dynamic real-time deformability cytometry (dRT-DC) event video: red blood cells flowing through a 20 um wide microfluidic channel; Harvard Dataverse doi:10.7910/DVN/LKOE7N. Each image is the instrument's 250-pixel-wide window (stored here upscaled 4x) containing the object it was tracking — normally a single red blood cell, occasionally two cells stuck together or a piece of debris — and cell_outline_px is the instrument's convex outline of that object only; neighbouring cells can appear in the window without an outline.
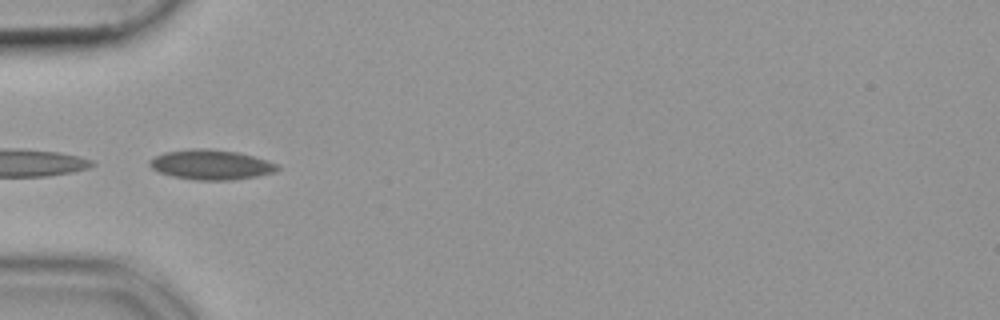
{"species": "common noctule bat (a hibernating species)", "species_latin": "Nyctalus noctula", "temperature_condition": "cold", "stored_images_in_passage": 15, "camera_frame_rate_fps": 3000, "um_per_image_px": 0.085, "animal": {"sex": "female", "body_mass_g": 19.9}, "frame": {"image": 1, "passage_image": 3, "time_ms": 0.667, "image_size_px": [1000, 320], "cell_outline_px": [[280, 168], [276, 172], [256, 176], [232, 180], [192, 180], [172, 176], [156, 172], [148, 164], [148, 160], [164, 152], [200, 148], [236, 152], [252, 156], [276, 164]], "centroid_in_image_um": [17.88, 14.02], "position_along_channel_um": 67.1, "area_um2": 22.08}}